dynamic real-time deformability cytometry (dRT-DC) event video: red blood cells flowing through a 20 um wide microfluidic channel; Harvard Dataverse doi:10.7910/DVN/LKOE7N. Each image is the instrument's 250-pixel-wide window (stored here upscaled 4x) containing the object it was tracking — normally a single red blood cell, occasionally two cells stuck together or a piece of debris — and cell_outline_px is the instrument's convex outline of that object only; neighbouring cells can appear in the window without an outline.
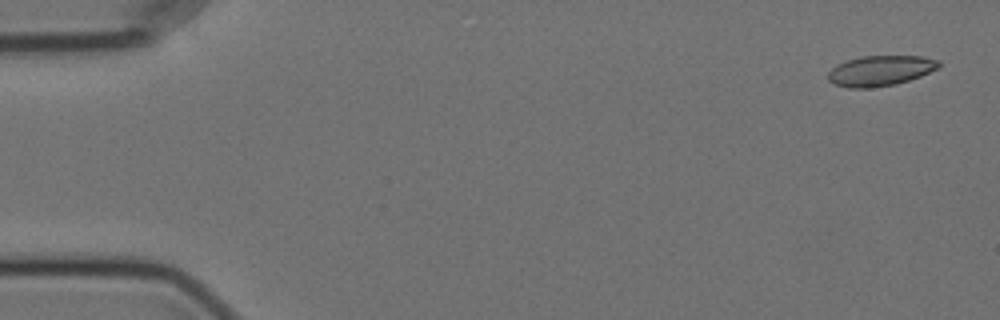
{"species": "Egyptian fruit bat (a non-hibernating species)", "species_latin": "Rousettus aegyptiacus", "temperature_condition": "cold", "stored_images_in_passage": 57, "camera_frame_rate_fps": 3000, "um_per_image_px": 0.085, "animal": {"sex": "female"}, "frame": {"image": 1, "passage_image": 2, "time_ms": 0.333, "image_size_px": [1000, 320], "cell_outline_px": [[940, 68], [920, 76], [896, 84], [868, 88], [848, 88], [832, 84], [828, 80], [828, 72], [836, 64], [848, 60], [864, 56], [924, 56], [940, 60]], "centroid_in_image_um": [74.83, 6.01], "position_along_channel_um": 10.2, "area_um2": 19.71}}
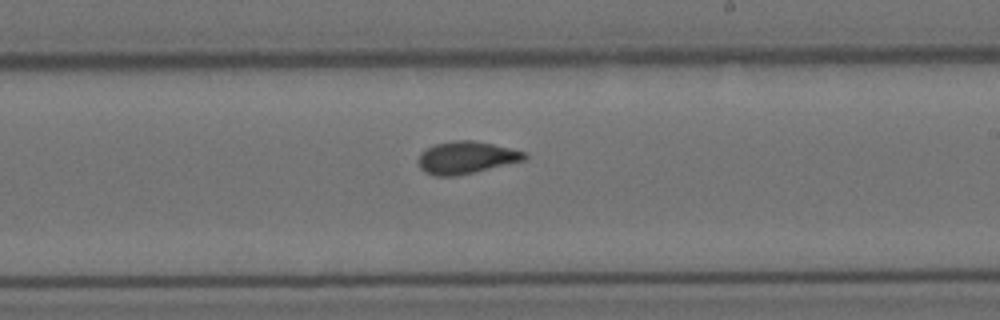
{"frame": {"image": 2, "passage_image": 33, "time_ms": 10.667, "image_size_px": [1000, 320], "cell_outline_px": [[528, 156], [524, 160], [456, 176], [436, 176], [424, 172], [420, 168], [420, 152], [436, 144], [452, 140], [472, 140], [492, 144], [524, 152]], "centroid_in_image_um": [39.6, 13.39], "position_along_channel_um": 249.4, "area_um2": 19.59}}
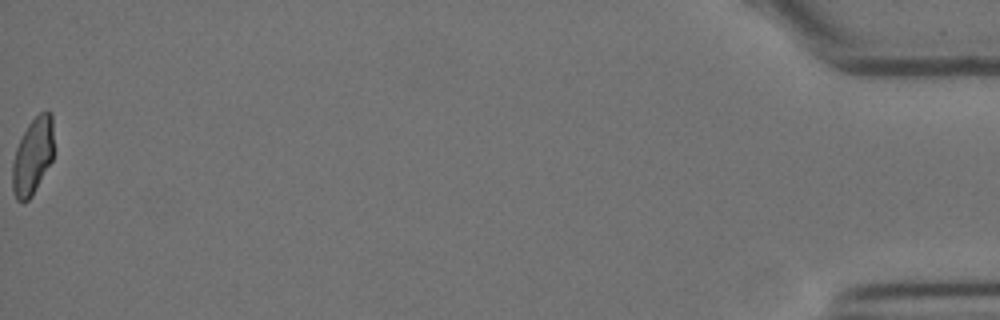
{"frame": {"image": 3, "passage_image": 57, "time_ms": 18.667, "image_size_px": [1000, 320], "cell_outline_px": [[52, 160], [32, 196], [28, 200], [16, 200], [12, 192], [12, 164], [16, 148], [28, 124], [40, 112], [52, 112]], "centroid_in_image_um": [2.76, 13.3], "position_along_channel_um": 432.4, "area_um2": 18.21}, "authors_computed_cell_mechanics": {"area_um2": 19.8254, "velocity_mm_per_s": 3.5497, "shape_relaxation_time_tau1_ms": null, "shape_relaxation_time_tau2_ms": 1.0807, "deformation_change_tau1": null, "deformation_change_tau2": 0.0472}}